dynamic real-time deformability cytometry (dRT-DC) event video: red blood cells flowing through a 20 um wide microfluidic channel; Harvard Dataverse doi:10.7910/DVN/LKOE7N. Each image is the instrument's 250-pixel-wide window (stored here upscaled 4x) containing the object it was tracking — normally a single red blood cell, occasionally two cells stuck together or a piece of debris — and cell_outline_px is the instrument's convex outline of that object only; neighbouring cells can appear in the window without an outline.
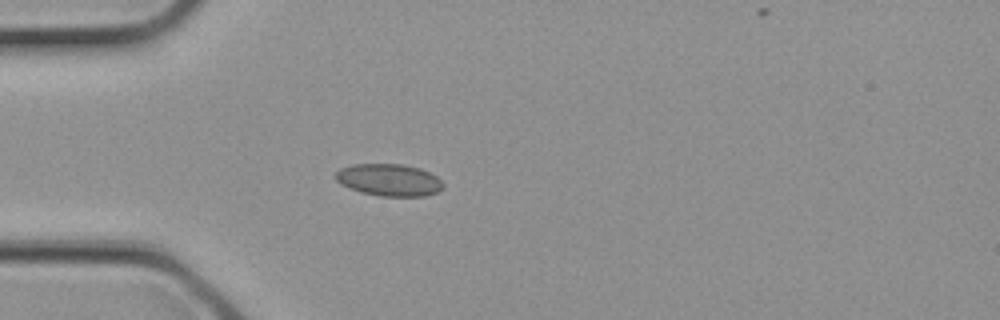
{"species": "common noctule bat (a hibernating species)", "species_latin": "Nyctalus noctula", "temperature_condition": "cold", "stored_images_in_passage": 5, "camera_frame_rate_fps": 3000, "um_per_image_px": 0.085, "animal": {"sex": "female", "body_mass_g": 21.9}, "frame": {"image": 1, "passage_image": 3, "time_ms": 0.667, "image_size_px": [1000, 320], "cell_outline_px": [[444, 184], [436, 192], [424, 196], [380, 196], [360, 192], [340, 184], [336, 180], [336, 172], [340, 168], [352, 164], [400, 164], [420, 168], [436, 176]], "centroid_in_image_um": [33.03, 15.29], "position_along_channel_um": 52.0, "area_um2": 20.0}}